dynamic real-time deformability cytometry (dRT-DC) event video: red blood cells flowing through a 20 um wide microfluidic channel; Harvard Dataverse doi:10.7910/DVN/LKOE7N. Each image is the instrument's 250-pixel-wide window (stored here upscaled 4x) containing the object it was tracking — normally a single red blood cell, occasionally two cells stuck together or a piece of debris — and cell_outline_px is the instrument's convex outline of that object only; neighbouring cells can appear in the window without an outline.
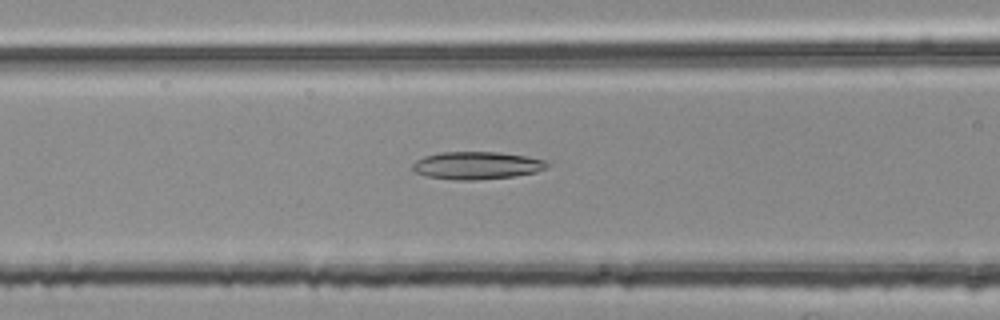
{"species": "common noctule bat (a hibernating species)", "species_latin": "Nyctalus noctula", "temperature_condition": "room temperature", "stored_images_in_passage": 30, "camera_frame_rate_fps": 3000, "um_per_image_px": 0.085, "animal": {"sex": "female", "body_mass_g": 25.1}, "frame": {"image": 1, "passage_image": 6, "time_ms": 1.667, "image_size_px": [1000, 320], "cell_outline_px": [[552, 164], [548, 168], [536, 172], [512, 176], [476, 180], [456, 180], [428, 176], [416, 172], [412, 168], [412, 164], [416, 160], [424, 156], [440, 152], [496, 152], [524, 156], [544, 160]], "centroid_in_image_um": [40.54, 14.06], "position_along_channel_um": 126.1, "area_um2": 21.56}}
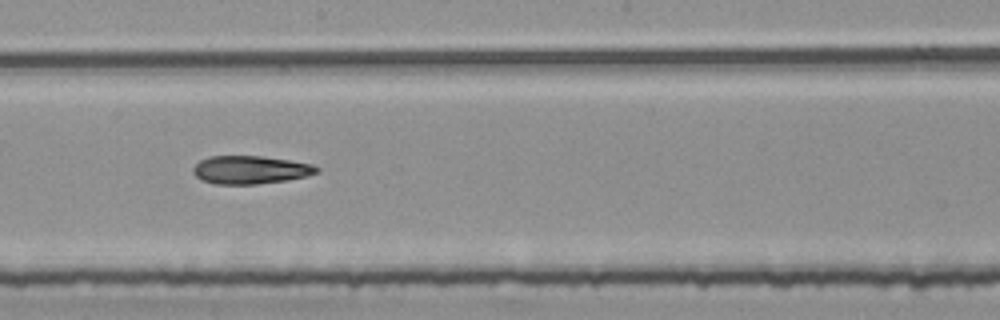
{"frame": {"image": 2, "passage_image": 14, "time_ms": 4.333, "image_size_px": [1000, 320], "cell_outline_px": [[320, 172], [308, 176], [284, 180], [256, 184], [216, 184], [200, 180], [192, 172], [192, 168], [200, 160], [208, 156], [264, 156], [312, 164], [320, 168]], "centroid_in_image_um": [21.27, 14.43], "position_along_channel_um": 226.9, "area_um2": 20.35}}
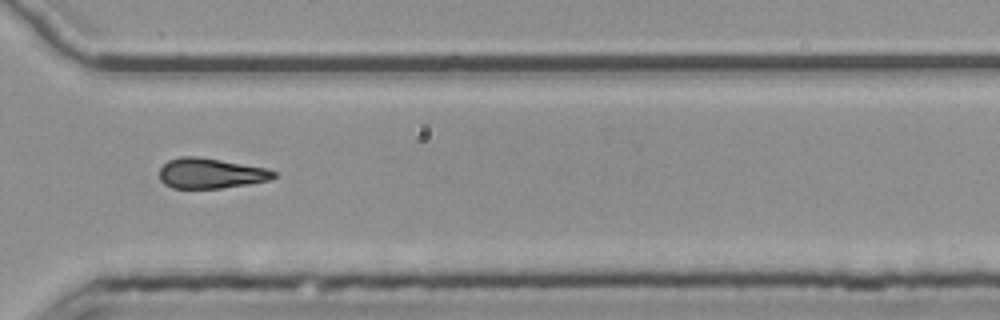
{"frame": {"image": 3, "passage_image": 24, "time_ms": 7.667, "image_size_px": [1000, 320], "cell_outline_px": [[276, 176], [268, 180], [220, 188], [172, 188], [164, 184], [160, 180], [160, 168], [168, 160], [180, 156], [200, 156], [268, 168], [276, 172]], "centroid_in_image_um": [17.88, 14.71], "position_along_channel_um": 352.7, "area_um2": 20.17}}